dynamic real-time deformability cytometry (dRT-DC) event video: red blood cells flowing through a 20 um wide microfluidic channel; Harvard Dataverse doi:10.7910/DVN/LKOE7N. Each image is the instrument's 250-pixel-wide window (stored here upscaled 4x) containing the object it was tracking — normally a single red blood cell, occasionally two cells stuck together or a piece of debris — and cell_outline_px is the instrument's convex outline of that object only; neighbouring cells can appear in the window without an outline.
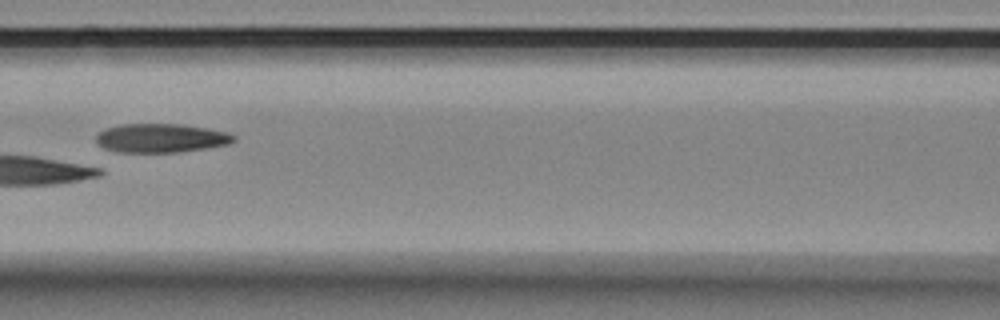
{"species": "Egyptian fruit bat (a non-hibernating species)", "species_latin": "Rousettus aegyptiacus", "temperature_condition": "room temperature", "stored_images_in_passage": 8, "camera_frame_rate_fps": 3000, "um_per_image_px": 0.085, "animal": {"sex": "female"}, "frame": {"image": 1, "passage_image": 7, "time_ms": 2.0, "image_size_px": [1000, 320], "cell_outline_px": [[236, 140], [228, 144], [180, 152], [116, 152], [104, 148], [96, 140], [96, 136], [100, 132], [108, 128], [120, 124], [180, 124], [208, 128], [228, 132], [236, 136]], "centroid_in_image_um": [13.71, 11.73], "position_along_channel_um": 152.9, "area_um2": 23.06}}